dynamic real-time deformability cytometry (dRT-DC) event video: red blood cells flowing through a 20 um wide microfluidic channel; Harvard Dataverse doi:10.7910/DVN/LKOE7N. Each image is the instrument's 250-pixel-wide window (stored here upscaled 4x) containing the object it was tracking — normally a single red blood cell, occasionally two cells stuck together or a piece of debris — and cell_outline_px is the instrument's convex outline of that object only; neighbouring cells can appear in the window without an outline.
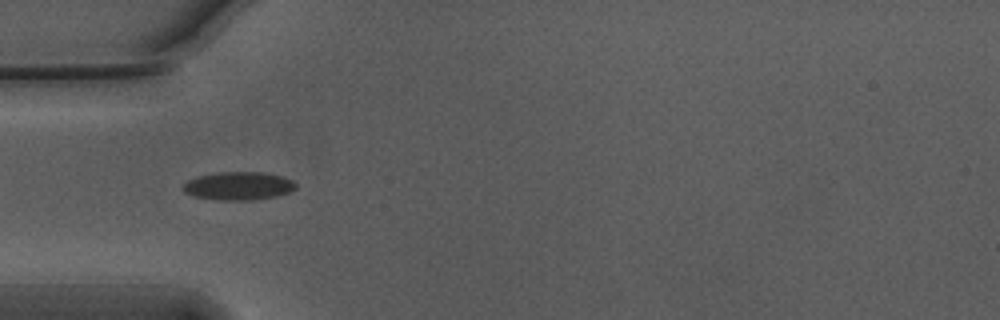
{"species": "Egyptian fruit bat (a non-hibernating species)", "species_latin": "Rousettus aegyptiacus", "temperature_condition": "warm", "stored_images_in_passage": 4, "camera_frame_rate_fps": 3000, "um_per_image_px": 0.085, "animal": {"sex": "male"}, "frame": {"image": 1, "passage_image": 1, "time_ms": 0.0, "image_size_px": [1000, 320], "cell_outline_px": [[296, 188], [288, 192], [276, 196], [256, 200], [220, 200], [192, 196], [184, 192], [184, 184], [188, 180], [196, 176], [220, 172], [264, 172], [284, 176], [292, 180], [296, 184]], "centroid_in_image_um": [20.28, 15.8], "position_along_channel_um": 64.7, "area_um2": 18.61}}
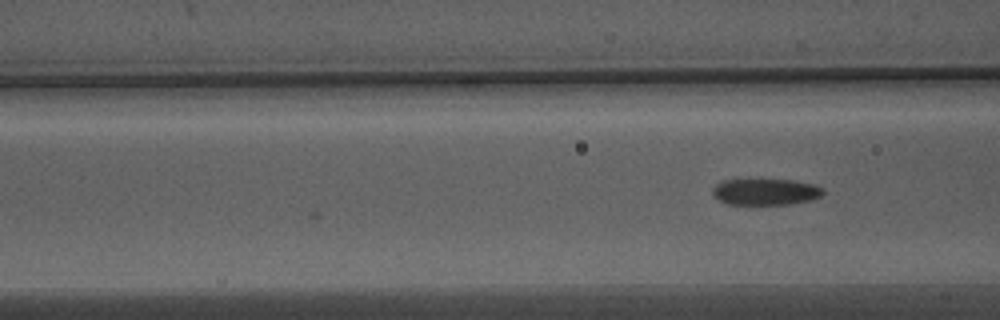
{"frame": {"image": 2, "passage_image": 4, "time_ms": 1.0, "image_size_px": [1000, 320], "cell_outline_px": [[824, 192], [820, 196], [808, 200], [792, 204], [728, 204], [712, 196], [712, 188], [716, 184], [724, 180], [792, 180], [812, 184], [824, 188]], "centroid_in_image_um": [65.04, 16.31], "position_along_channel_um": 101.6, "area_um2": 16.82}}